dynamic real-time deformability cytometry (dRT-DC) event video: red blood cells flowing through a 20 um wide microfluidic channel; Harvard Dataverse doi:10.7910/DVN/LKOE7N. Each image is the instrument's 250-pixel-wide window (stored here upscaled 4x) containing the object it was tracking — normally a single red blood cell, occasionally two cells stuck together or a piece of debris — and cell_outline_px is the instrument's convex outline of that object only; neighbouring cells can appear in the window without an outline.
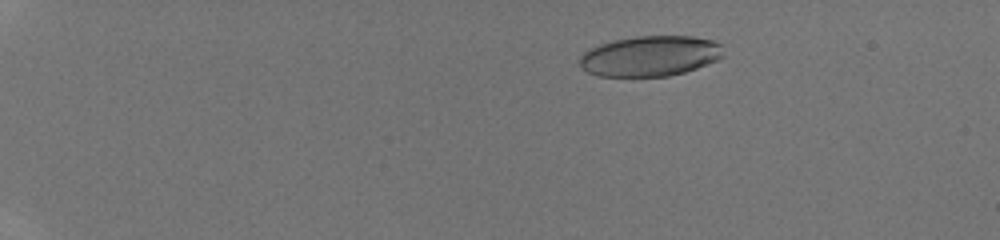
{"species": "human", "species_latin": "Homo sapiens", "temperature_condition": "room temperature", "stored_images_in_passage": 47, "camera_frame_rate_fps": 3000, "um_per_image_px": 0.085, "donor": {"sex": "male"}, "frame": {"image": 1, "passage_image": 10, "time_ms": 3.0, "image_size_px": [1000, 240], "cell_outline_px": [[724, 56], [716, 60], [696, 68], [684, 72], [668, 76], [600, 76], [588, 72], [580, 68], [580, 56], [588, 48], [612, 40], [636, 36], [692, 36], [716, 40], [724, 44]], "centroid_in_image_um": [55.29, 4.75], "position_along_channel_um": 29.7, "area_um2": 34.22}}
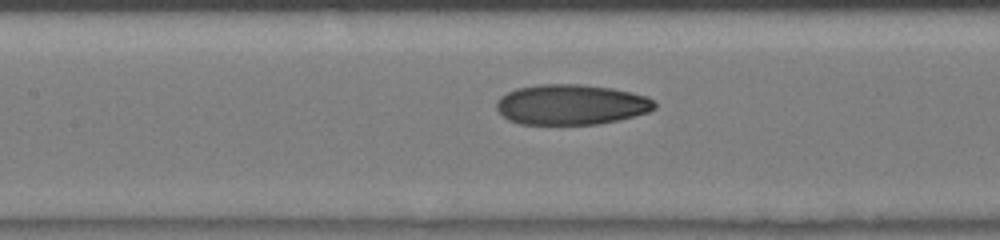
{"frame": {"image": 2, "passage_image": 26, "time_ms": 8.333, "image_size_px": [1000, 240], "cell_outline_px": [[656, 108], [648, 112], [616, 120], [596, 124], [520, 124], [508, 120], [496, 108], [496, 100], [500, 96], [516, 88], [540, 84], [580, 84], [612, 88], [632, 92], [648, 96], [656, 104]], "centroid_in_image_um": [48.53, 8.88], "position_along_channel_um": 158.9, "area_um2": 37.17}}
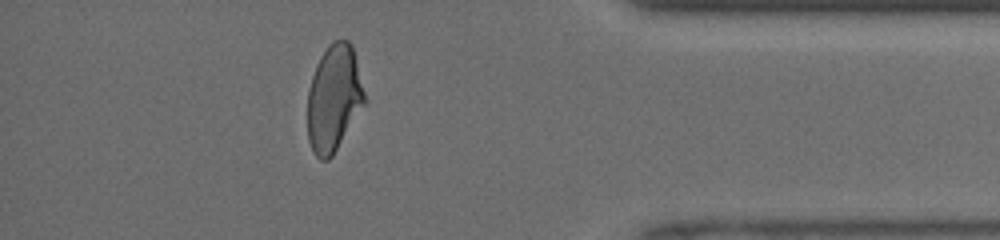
{"frame": {"image": 3, "passage_image": 43, "time_ms": 14.0, "image_size_px": [1000, 240], "cell_outline_px": [[368, 100], [332, 156], [328, 160], [320, 160], [312, 152], [308, 140], [308, 88], [316, 64], [320, 56], [328, 44], [332, 40], [348, 40], [352, 44]], "centroid_in_image_um": [28.4, 8.34], "position_along_channel_um": 406.8, "area_um2": 35.95}}